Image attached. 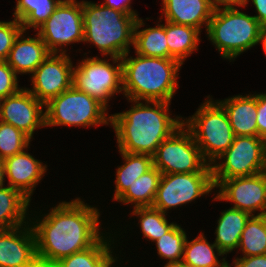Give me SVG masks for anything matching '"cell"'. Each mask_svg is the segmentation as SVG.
Returning a JSON list of instances; mask_svg holds the SVG:
<instances>
[{"mask_svg": "<svg viewBox=\"0 0 266 267\" xmlns=\"http://www.w3.org/2000/svg\"><path fill=\"white\" fill-rule=\"evenodd\" d=\"M47 211L44 214L41 210L30 211L29 222L40 259L56 263L91 247L107 231L100 220L102 211L79 196L68 202H58Z\"/></svg>", "mask_w": 266, "mask_h": 267, "instance_id": "obj_1", "label": "cell"}, {"mask_svg": "<svg viewBox=\"0 0 266 267\" xmlns=\"http://www.w3.org/2000/svg\"><path fill=\"white\" fill-rule=\"evenodd\" d=\"M126 100L132 103L129 110L110 114L118 151L153 156L183 125V116L172 115L169 102Z\"/></svg>", "mask_w": 266, "mask_h": 267, "instance_id": "obj_2", "label": "cell"}, {"mask_svg": "<svg viewBox=\"0 0 266 267\" xmlns=\"http://www.w3.org/2000/svg\"><path fill=\"white\" fill-rule=\"evenodd\" d=\"M131 51L121 57L122 89L126 99L172 103L180 85L182 64L176 59L146 57Z\"/></svg>", "mask_w": 266, "mask_h": 267, "instance_id": "obj_3", "label": "cell"}, {"mask_svg": "<svg viewBox=\"0 0 266 267\" xmlns=\"http://www.w3.org/2000/svg\"><path fill=\"white\" fill-rule=\"evenodd\" d=\"M82 17L84 44L98 48L100 56L121 58L131 51L139 16L106 7L102 3L82 0Z\"/></svg>", "mask_w": 266, "mask_h": 267, "instance_id": "obj_4", "label": "cell"}, {"mask_svg": "<svg viewBox=\"0 0 266 267\" xmlns=\"http://www.w3.org/2000/svg\"><path fill=\"white\" fill-rule=\"evenodd\" d=\"M240 9L213 11L206 30V37L219 52L221 58L230 62L259 45L264 28L254 16Z\"/></svg>", "mask_w": 266, "mask_h": 267, "instance_id": "obj_5", "label": "cell"}, {"mask_svg": "<svg viewBox=\"0 0 266 267\" xmlns=\"http://www.w3.org/2000/svg\"><path fill=\"white\" fill-rule=\"evenodd\" d=\"M192 116L183 117L204 159L211 165L234 141L235 135L224 108L208 95Z\"/></svg>", "mask_w": 266, "mask_h": 267, "instance_id": "obj_6", "label": "cell"}, {"mask_svg": "<svg viewBox=\"0 0 266 267\" xmlns=\"http://www.w3.org/2000/svg\"><path fill=\"white\" fill-rule=\"evenodd\" d=\"M108 109L73 85L45 104V127L90 128L110 125Z\"/></svg>", "mask_w": 266, "mask_h": 267, "instance_id": "obj_7", "label": "cell"}, {"mask_svg": "<svg viewBox=\"0 0 266 267\" xmlns=\"http://www.w3.org/2000/svg\"><path fill=\"white\" fill-rule=\"evenodd\" d=\"M83 55L86 56L74 65L72 85L109 109V101L118 93L123 94L121 58Z\"/></svg>", "mask_w": 266, "mask_h": 267, "instance_id": "obj_8", "label": "cell"}, {"mask_svg": "<svg viewBox=\"0 0 266 267\" xmlns=\"http://www.w3.org/2000/svg\"><path fill=\"white\" fill-rule=\"evenodd\" d=\"M153 166L162 174L212 172L211 165L184 125L157 147Z\"/></svg>", "mask_w": 266, "mask_h": 267, "instance_id": "obj_9", "label": "cell"}, {"mask_svg": "<svg viewBox=\"0 0 266 267\" xmlns=\"http://www.w3.org/2000/svg\"><path fill=\"white\" fill-rule=\"evenodd\" d=\"M213 180L253 176L266 171V147L258 136H235L231 146L212 164Z\"/></svg>", "mask_w": 266, "mask_h": 267, "instance_id": "obj_10", "label": "cell"}, {"mask_svg": "<svg viewBox=\"0 0 266 267\" xmlns=\"http://www.w3.org/2000/svg\"><path fill=\"white\" fill-rule=\"evenodd\" d=\"M214 190L212 172L162 174L152 207L168 214Z\"/></svg>", "mask_w": 266, "mask_h": 267, "instance_id": "obj_11", "label": "cell"}, {"mask_svg": "<svg viewBox=\"0 0 266 267\" xmlns=\"http://www.w3.org/2000/svg\"><path fill=\"white\" fill-rule=\"evenodd\" d=\"M35 32L50 53L68 54L67 46L84 42L82 0L61 1Z\"/></svg>", "mask_w": 266, "mask_h": 267, "instance_id": "obj_12", "label": "cell"}, {"mask_svg": "<svg viewBox=\"0 0 266 267\" xmlns=\"http://www.w3.org/2000/svg\"><path fill=\"white\" fill-rule=\"evenodd\" d=\"M215 189L213 201L233 203L231 208L251 215L266 214V171L243 177L213 180Z\"/></svg>", "mask_w": 266, "mask_h": 267, "instance_id": "obj_13", "label": "cell"}, {"mask_svg": "<svg viewBox=\"0 0 266 267\" xmlns=\"http://www.w3.org/2000/svg\"><path fill=\"white\" fill-rule=\"evenodd\" d=\"M70 54L50 53L30 75L26 87L44 105L72 86L74 64Z\"/></svg>", "mask_w": 266, "mask_h": 267, "instance_id": "obj_14", "label": "cell"}, {"mask_svg": "<svg viewBox=\"0 0 266 267\" xmlns=\"http://www.w3.org/2000/svg\"><path fill=\"white\" fill-rule=\"evenodd\" d=\"M0 121L20 129L33 140L35 131L45 127V105L24 86L1 99Z\"/></svg>", "mask_w": 266, "mask_h": 267, "instance_id": "obj_15", "label": "cell"}, {"mask_svg": "<svg viewBox=\"0 0 266 267\" xmlns=\"http://www.w3.org/2000/svg\"><path fill=\"white\" fill-rule=\"evenodd\" d=\"M37 258L36 238L30 222L0 230V267H31Z\"/></svg>", "mask_w": 266, "mask_h": 267, "instance_id": "obj_16", "label": "cell"}, {"mask_svg": "<svg viewBox=\"0 0 266 267\" xmlns=\"http://www.w3.org/2000/svg\"><path fill=\"white\" fill-rule=\"evenodd\" d=\"M27 147L24 151L3 160L5 178L7 185L19 190L30 201L36 186L41 183L47 173L48 165L41 160L35 159L28 153Z\"/></svg>", "mask_w": 266, "mask_h": 267, "instance_id": "obj_17", "label": "cell"}, {"mask_svg": "<svg viewBox=\"0 0 266 267\" xmlns=\"http://www.w3.org/2000/svg\"><path fill=\"white\" fill-rule=\"evenodd\" d=\"M27 35L25 30L19 33L6 59L17 75L32 74L50 54L38 33L34 37Z\"/></svg>", "mask_w": 266, "mask_h": 267, "instance_id": "obj_18", "label": "cell"}, {"mask_svg": "<svg viewBox=\"0 0 266 267\" xmlns=\"http://www.w3.org/2000/svg\"><path fill=\"white\" fill-rule=\"evenodd\" d=\"M161 3L160 19L197 28L201 32L204 28L207 30L213 14L210 0H162Z\"/></svg>", "mask_w": 266, "mask_h": 267, "instance_id": "obj_19", "label": "cell"}, {"mask_svg": "<svg viewBox=\"0 0 266 267\" xmlns=\"http://www.w3.org/2000/svg\"><path fill=\"white\" fill-rule=\"evenodd\" d=\"M216 101L224 108L235 136H258L256 91Z\"/></svg>", "mask_w": 266, "mask_h": 267, "instance_id": "obj_20", "label": "cell"}, {"mask_svg": "<svg viewBox=\"0 0 266 267\" xmlns=\"http://www.w3.org/2000/svg\"><path fill=\"white\" fill-rule=\"evenodd\" d=\"M119 230L112 234L109 232L108 228V232L94 245L57 261V267H106L107 264L117 256L114 249L116 248L115 246H118L116 243L117 238L123 233L121 229Z\"/></svg>", "mask_w": 266, "mask_h": 267, "instance_id": "obj_21", "label": "cell"}, {"mask_svg": "<svg viewBox=\"0 0 266 267\" xmlns=\"http://www.w3.org/2000/svg\"><path fill=\"white\" fill-rule=\"evenodd\" d=\"M159 18L154 27L142 28L146 24L143 18H137L134 28L133 48L134 53L146 57H161L175 59L168 50L166 38V21ZM162 23V24H161ZM142 28V29H141Z\"/></svg>", "mask_w": 266, "mask_h": 267, "instance_id": "obj_22", "label": "cell"}, {"mask_svg": "<svg viewBox=\"0 0 266 267\" xmlns=\"http://www.w3.org/2000/svg\"><path fill=\"white\" fill-rule=\"evenodd\" d=\"M251 216L248 212L231 207L221 211L216 223L214 243L225 256L238 249L241 233Z\"/></svg>", "mask_w": 266, "mask_h": 267, "instance_id": "obj_23", "label": "cell"}, {"mask_svg": "<svg viewBox=\"0 0 266 267\" xmlns=\"http://www.w3.org/2000/svg\"><path fill=\"white\" fill-rule=\"evenodd\" d=\"M31 201L8 185L0 187V230L29 223Z\"/></svg>", "mask_w": 266, "mask_h": 267, "instance_id": "obj_24", "label": "cell"}, {"mask_svg": "<svg viewBox=\"0 0 266 267\" xmlns=\"http://www.w3.org/2000/svg\"><path fill=\"white\" fill-rule=\"evenodd\" d=\"M118 152L122 156L123 164L118 165L115 172V189L114 195H112L114 203L136 179L153 167V156L151 155Z\"/></svg>", "mask_w": 266, "mask_h": 267, "instance_id": "obj_25", "label": "cell"}, {"mask_svg": "<svg viewBox=\"0 0 266 267\" xmlns=\"http://www.w3.org/2000/svg\"><path fill=\"white\" fill-rule=\"evenodd\" d=\"M201 31L190 26L166 21V38L169 53L184 65L185 60L198 51Z\"/></svg>", "mask_w": 266, "mask_h": 267, "instance_id": "obj_26", "label": "cell"}, {"mask_svg": "<svg viewBox=\"0 0 266 267\" xmlns=\"http://www.w3.org/2000/svg\"><path fill=\"white\" fill-rule=\"evenodd\" d=\"M188 238L184 245L183 262L193 267H220L227 260V256L214 242L210 243L203 232L192 240Z\"/></svg>", "mask_w": 266, "mask_h": 267, "instance_id": "obj_27", "label": "cell"}, {"mask_svg": "<svg viewBox=\"0 0 266 267\" xmlns=\"http://www.w3.org/2000/svg\"><path fill=\"white\" fill-rule=\"evenodd\" d=\"M161 176L162 173L153 166L136 179L116 202L127 205V207L131 204L132 208L152 206Z\"/></svg>", "mask_w": 266, "mask_h": 267, "instance_id": "obj_28", "label": "cell"}, {"mask_svg": "<svg viewBox=\"0 0 266 267\" xmlns=\"http://www.w3.org/2000/svg\"><path fill=\"white\" fill-rule=\"evenodd\" d=\"M62 0H16L13 18L18 20L23 30L36 31L54 12Z\"/></svg>", "mask_w": 266, "mask_h": 267, "instance_id": "obj_29", "label": "cell"}, {"mask_svg": "<svg viewBox=\"0 0 266 267\" xmlns=\"http://www.w3.org/2000/svg\"><path fill=\"white\" fill-rule=\"evenodd\" d=\"M130 213V217L138 218L137 226L139 225L143 238L153 243L177 224L168 220V214L152 206L136 207Z\"/></svg>", "mask_w": 266, "mask_h": 267, "instance_id": "obj_30", "label": "cell"}, {"mask_svg": "<svg viewBox=\"0 0 266 267\" xmlns=\"http://www.w3.org/2000/svg\"><path fill=\"white\" fill-rule=\"evenodd\" d=\"M240 257L266 254V214L252 215L241 233L237 254Z\"/></svg>", "mask_w": 266, "mask_h": 267, "instance_id": "obj_31", "label": "cell"}, {"mask_svg": "<svg viewBox=\"0 0 266 267\" xmlns=\"http://www.w3.org/2000/svg\"><path fill=\"white\" fill-rule=\"evenodd\" d=\"M187 239V233L181 224H176L170 231L156 240L157 256L166 260V265H174L183 258L184 245Z\"/></svg>", "mask_w": 266, "mask_h": 267, "instance_id": "obj_32", "label": "cell"}, {"mask_svg": "<svg viewBox=\"0 0 266 267\" xmlns=\"http://www.w3.org/2000/svg\"><path fill=\"white\" fill-rule=\"evenodd\" d=\"M32 139L20 129L0 121V160L24 151Z\"/></svg>", "mask_w": 266, "mask_h": 267, "instance_id": "obj_33", "label": "cell"}, {"mask_svg": "<svg viewBox=\"0 0 266 267\" xmlns=\"http://www.w3.org/2000/svg\"><path fill=\"white\" fill-rule=\"evenodd\" d=\"M22 30L21 23L15 18L9 21L0 20V61H6L16 37Z\"/></svg>", "mask_w": 266, "mask_h": 267, "instance_id": "obj_34", "label": "cell"}, {"mask_svg": "<svg viewBox=\"0 0 266 267\" xmlns=\"http://www.w3.org/2000/svg\"><path fill=\"white\" fill-rule=\"evenodd\" d=\"M19 76L7 64L6 61H0V99L17 93L21 88L19 85Z\"/></svg>", "mask_w": 266, "mask_h": 267, "instance_id": "obj_35", "label": "cell"}, {"mask_svg": "<svg viewBox=\"0 0 266 267\" xmlns=\"http://www.w3.org/2000/svg\"><path fill=\"white\" fill-rule=\"evenodd\" d=\"M257 130L258 137L266 138V93H257Z\"/></svg>", "mask_w": 266, "mask_h": 267, "instance_id": "obj_36", "label": "cell"}, {"mask_svg": "<svg viewBox=\"0 0 266 267\" xmlns=\"http://www.w3.org/2000/svg\"><path fill=\"white\" fill-rule=\"evenodd\" d=\"M231 267H266V254L247 257H234Z\"/></svg>", "mask_w": 266, "mask_h": 267, "instance_id": "obj_37", "label": "cell"}, {"mask_svg": "<svg viewBox=\"0 0 266 267\" xmlns=\"http://www.w3.org/2000/svg\"><path fill=\"white\" fill-rule=\"evenodd\" d=\"M132 0H104L102 4L106 7L119 10L126 14H131L133 16H138V12L132 9Z\"/></svg>", "mask_w": 266, "mask_h": 267, "instance_id": "obj_38", "label": "cell"}, {"mask_svg": "<svg viewBox=\"0 0 266 267\" xmlns=\"http://www.w3.org/2000/svg\"><path fill=\"white\" fill-rule=\"evenodd\" d=\"M213 11L247 7V0H210Z\"/></svg>", "mask_w": 266, "mask_h": 267, "instance_id": "obj_39", "label": "cell"}, {"mask_svg": "<svg viewBox=\"0 0 266 267\" xmlns=\"http://www.w3.org/2000/svg\"><path fill=\"white\" fill-rule=\"evenodd\" d=\"M253 7L255 8L254 15L255 19L264 27L266 28V0H251ZM250 0H247V5L250 2Z\"/></svg>", "mask_w": 266, "mask_h": 267, "instance_id": "obj_40", "label": "cell"}, {"mask_svg": "<svg viewBox=\"0 0 266 267\" xmlns=\"http://www.w3.org/2000/svg\"><path fill=\"white\" fill-rule=\"evenodd\" d=\"M31 267H57L56 263L52 261H46L40 258H37L32 264Z\"/></svg>", "mask_w": 266, "mask_h": 267, "instance_id": "obj_41", "label": "cell"}, {"mask_svg": "<svg viewBox=\"0 0 266 267\" xmlns=\"http://www.w3.org/2000/svg\"><path fill=\"white\" fill-rule=\"evenodd\" d=\"M6 182L5 172H4V164L3 161L0 160V187L4 186Z\"/></svg>", "mask_w": 266, "mask_h": 267, "instance_id": "obj_42", "label": "cell"}, {"mask_svg": "<svg viewBox=\"0 0 266 267\" xmlns=\"http://www.w3.org/2000/svg\"><path fill=\"white\" fill-rule=\"evenodd\" d=\"M119 257H121V255L120 256H115L108 264H107V266L106 267H121L120 265H121V263H123L122 261H121V259H123V258H119ZM120 259V260H119ZM119 261H121V262H119ZM117 263H119V264H117ZM117 264V265H116ZM119 265V266H118Z\"/></svg>", "mask_w": 266, "mask_h": 267, "instance_id": "obj_43", "label": "cell"}, {"mask_svg": "<svg viewBox=\"0 0 266 267\" xmlns=\"http://www.w3.org/2000/svg\"><path fill=\"white\" fill-rule=\"evenodd\" d=\"M259 44H262L263 51L266 54V28H263L262 30L261 37L259 39Z\"/></svg>", "mask_w": 266, "mask_h": 267, "instance_id": "obj_44", "label": "cell"}, {"mask_svg": "<svg viewBox=\"0 0 266 267\" xmlns=\"http://www.w3.org/2000/svg\"><path fill=\"white\" fill-rule=\"evenodd\" d=\"M162 267H193V266L190 265V264H187V263H185L183 261H180V262H178V263H176L174 265H166V266H162Z\"/></svg>", "mask_w": 266, "mask_h": 267, "instance_id": "obj_45", "label": "cell"}, {"mask_svg": "<svg viewBox=\"0 0 266 267\" xmlns=\"http://www.w3.org/2000/svg\"><path fill=\"white\" fill-rule=\"evenodd\" d=\"M220 267H231V264L226 260Z\"/></svg>", "mask_w": 266, "mask_h": 267, "instance_id": "obj_46", "label": "cell"}]
</instances>
